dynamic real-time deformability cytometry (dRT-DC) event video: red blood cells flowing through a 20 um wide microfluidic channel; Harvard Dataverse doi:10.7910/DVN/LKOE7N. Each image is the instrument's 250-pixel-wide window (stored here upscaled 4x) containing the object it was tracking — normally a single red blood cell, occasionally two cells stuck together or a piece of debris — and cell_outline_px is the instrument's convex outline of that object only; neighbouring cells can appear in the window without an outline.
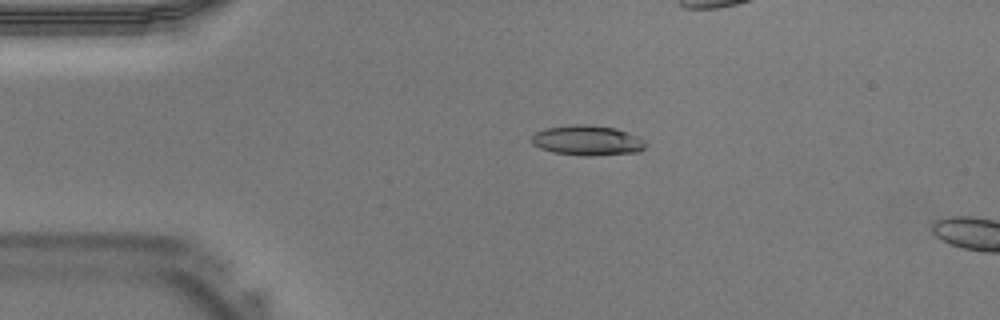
{"species": "Egyptian fruit bat (a non-hibernating species)", "species_latin": "Rousettus aegyptiacus", "temperature_condition": "warm", "stored_images_in_passage": 12, "camera_frame_rate_fps": 3000, "um_per_image_px": 0.085, "animal": {"sex": "male"}, "frame": {"image": 1, "passage_image": 9, "time_ms": 2.667, "image_size_px": [1000, 320], "cell_outline_px": [[648, 144], [640, 152], [592, 156], [584, 156], [552, 152], [540, 148], [532, 144], [532, 136], [536, 132], [544, 128], [576, 124], [584, 124], [616, 128], [636, 136], [644, 140]], "centroid_in_image_um": [49.93, 11.94], "position_along_channel_um": 35.1, "area_um2": 20.06}}